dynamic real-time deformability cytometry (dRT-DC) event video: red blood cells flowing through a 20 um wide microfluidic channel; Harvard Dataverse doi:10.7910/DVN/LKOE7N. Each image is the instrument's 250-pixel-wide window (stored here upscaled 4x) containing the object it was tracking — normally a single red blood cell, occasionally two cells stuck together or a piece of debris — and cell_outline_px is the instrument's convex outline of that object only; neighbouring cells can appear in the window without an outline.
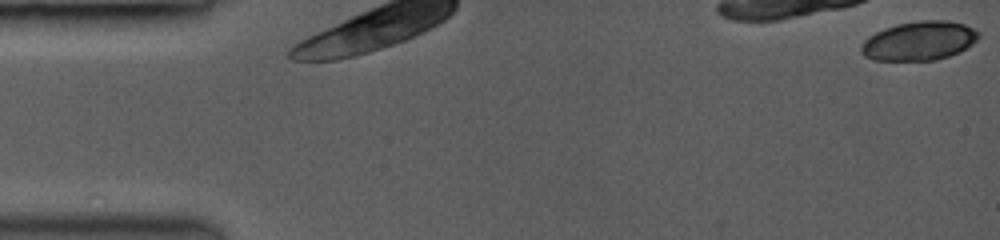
{"species": "common noctule bat (a hibernating species)", "species_latin": "Nyctalus noctula", "temperature_condition": "room temperature", "stored_images_in_passage": 16, "camera_frame_rate_fps": 3500, "um_per_image_px": 0.085, "animal": {"sex": "female", "body_mass_g": 19.0, "forearm_length_mm": 53.3}, "frame": {"image": 1, "passage_image": 1, "time_ms": 0.0, "image_size_px": [1000, 240], "cell_outline_px": [[980, 36], [976, 40], [964, 48], [948, 56], [936, 60], [876, 60], [868, 56], [860, 48], [864, 40], [876, 32], [900, 24], [924, 20], [944, 20], [964, 24], [980, 32]], "centroid_in_image_um": [78.16, 3.47], "position_along_channel_um": 6.8, "area_um2": 25.95}}